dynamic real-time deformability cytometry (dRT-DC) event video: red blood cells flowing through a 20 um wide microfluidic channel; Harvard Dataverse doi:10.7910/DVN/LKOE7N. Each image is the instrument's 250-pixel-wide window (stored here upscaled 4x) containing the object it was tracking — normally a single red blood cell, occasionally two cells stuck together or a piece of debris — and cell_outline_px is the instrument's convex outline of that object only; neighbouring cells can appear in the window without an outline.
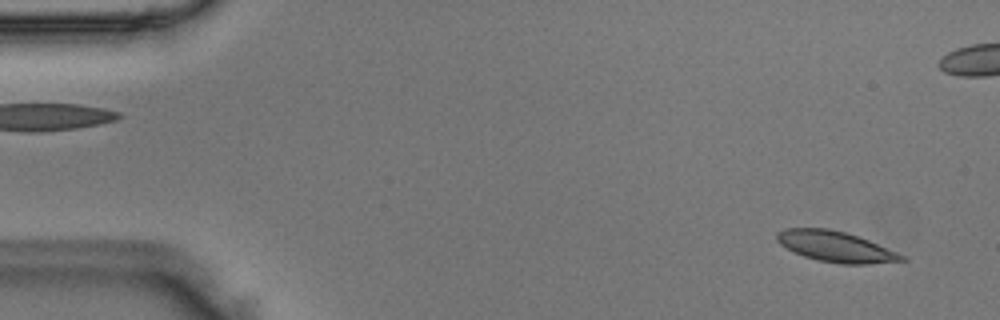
{"species": "Egyptian fruit bat (a non-hibernating species)", "species_latin": "Rousettus aegyptiacus", "temperature_condition": "room temperature", "stored_images_in_passage": 51, "camera_frame_rate_fps": 3000, "um_per_image_px": 0.085, "animal": {"sex": "male"}, "frame": {"image": 1, "passage_image": 3, "time_ms": 0.667, "image_size_px": [1000, 320], "cell_outline_px": [[908, 260], [868, 264], [840, 264], [816, 260], [804, 256], [780, 244], [776, 240], [776, 232], [784, 228], [828, 228], [844, 232], [868, 240], [908, 256]], "centroid_in_image_um": [71.05, 20.97], "position_along_channel_um": 13.9, "area_um2": 22.31}}
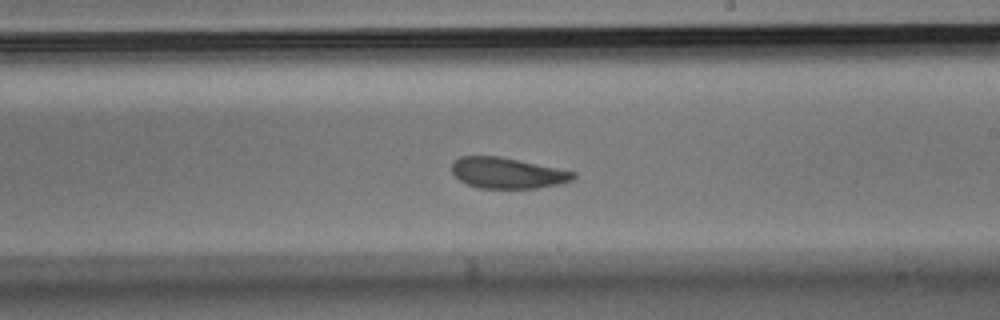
{"frame": {"image": 2, "passage_image": 29, "time_ms": 9.333, "image_size_px": [1000, 320], "cell_outline_px": [[576, 176], [572, 180], [560, 184], [536, 188], [476, 188], [460, 180], [452, 172], [452, 160], [460, 156], [496, 156], [576, 172]], "centroid_in_image_um": [43.09, 14.71], "position_along_channel_um": 245.9, "area_um2": 21.62}}
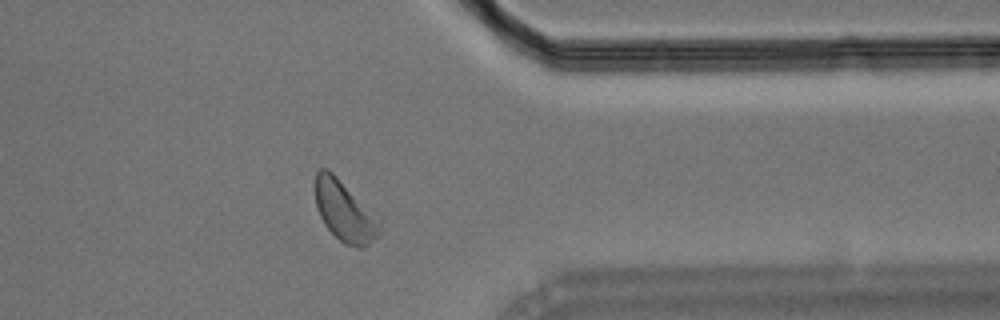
{"frame": {"image": 3, "passage_image": 40, "time_ms": 13.0, "image_size_px": [1000, 320], "cell_outline_px": [[384, 220], [380, 232], [364, 248], [356, 248], [344, 244], [324, 224], [316, 208], [316, 172], [320, 168], [328, 168], [376, 212]], "centroid_in_image_um": [29.36, 17.95], "position_along_channel_um": 382.0, "area_um2": 23.24}}